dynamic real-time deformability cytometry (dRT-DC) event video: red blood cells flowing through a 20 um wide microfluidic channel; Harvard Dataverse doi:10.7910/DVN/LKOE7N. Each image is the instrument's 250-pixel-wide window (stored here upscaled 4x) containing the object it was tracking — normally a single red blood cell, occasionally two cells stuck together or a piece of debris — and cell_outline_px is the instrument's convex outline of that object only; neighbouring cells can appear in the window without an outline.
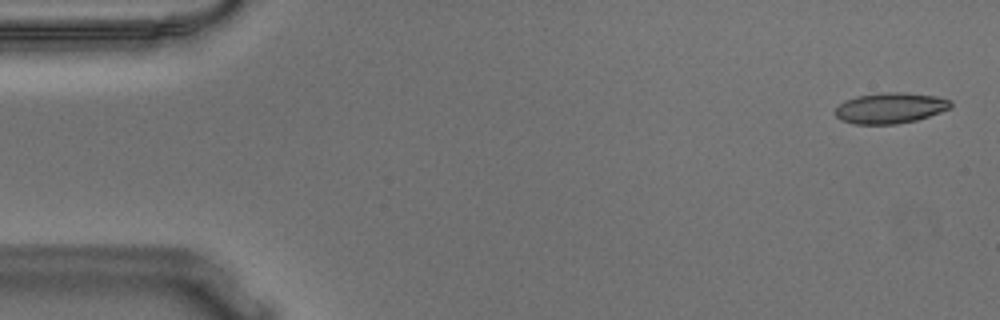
{"species": "Egyptian fruit bat (a non-hibernating species)", "species_latin": "Rousettus aegyptiacus", "temperature_condition": "warm", "stored_images_in_passage": 55, "camera_frame_rate_fps": 3000, "um_per_image_px": 0.085, "animal": {"sex": "male"}, "frame": {"image": 1, "passage_image": 2, "time_ms": 0.333, "image_size_px": [1000, 320], "cell_outline_px": [[952, 104], [948, 108], [940, 112], [916, 120], [896, 124], [856, 124], [840, 120], [836, 116], [836, 108], [844, 100], [856, 96], [888, 92], [904, 92], [936, 96], [952, 100]], "centroid_in_image_um": [75.66, 9.18], "position_along_channel_um": 9.3, "area_um2": 20.58}}
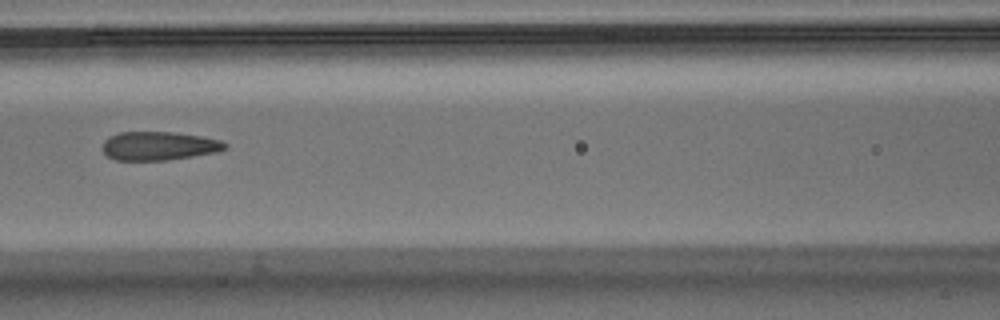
{"frame": {"image": 2, "passage_image": 24, "time_ms": 7.667, "image_size_px": [1000, 320], "cell_outline_px": [[228, 148], [216, 152], [192, 156], [164, 160], [116, 160], [108, 156], [104, 152], [104, 140], [108, 136], [120, 132], [176, 132], [200, 136], [220, 140], [228, 144]], "centroid_in_image_um": [13.52, 12.39], "position_along_channel_um": 153.1, "area_um2": 20.35}}
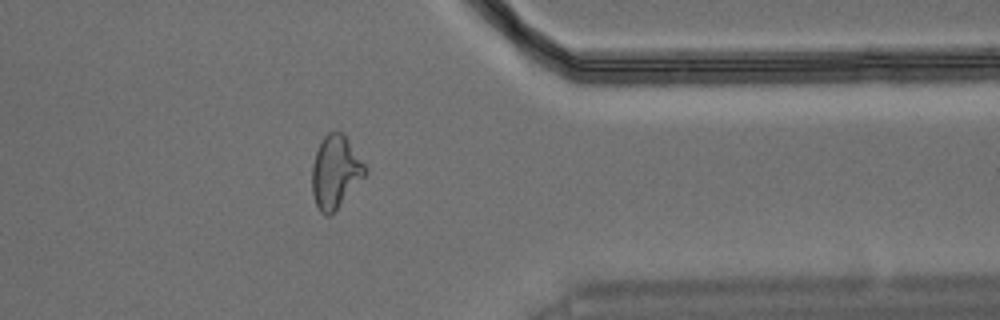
{"frame": {"image": 3, "passage_image": 44, "time_ms": 14.333, "image_size_px": [1000, 320], "cell_outline_px": [[368, 172], [336, 208], [328, 216], [324, 216], [320, 212], [316, 204], [312, 192], [312, 164], [316, 152], [324, 136], [328, 132], [344, 132], [368, 168]], "centroid_in_image_um": [28.52, 14.57], "position_along_channel_um": 382.9, "area_um2": 22.31}, "authors_computed_cell_mechanics": {"area_um2": 21.1548, "velocity_mm_per_s": 3.6395, "shape_relaxation_time_tau1_ms": 6.5964, "shape_relaxation_time_tau2_ms": 1.2643, "deformation_change_tau1": 0.1995, "deformation_change_tau2": 0.1063}}